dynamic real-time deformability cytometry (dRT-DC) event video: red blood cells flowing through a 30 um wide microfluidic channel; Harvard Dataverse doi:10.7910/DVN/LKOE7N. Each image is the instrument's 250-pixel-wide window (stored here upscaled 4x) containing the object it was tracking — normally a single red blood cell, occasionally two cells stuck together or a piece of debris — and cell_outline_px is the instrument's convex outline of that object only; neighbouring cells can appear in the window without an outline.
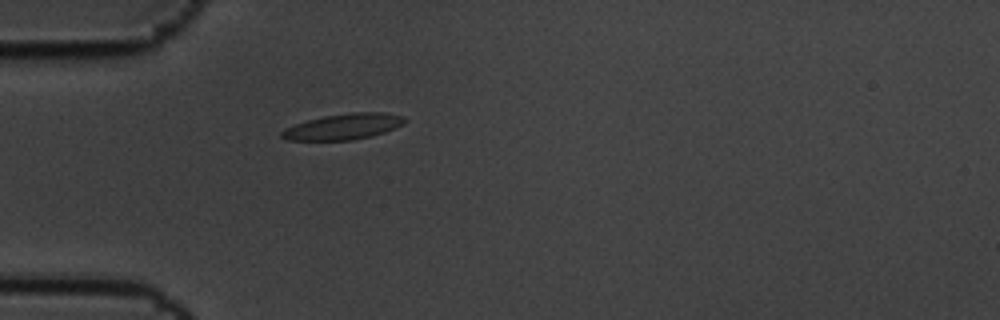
{"species": "common noctule bat (a hibernating species)", "species_latin": "Nyctalus noctula", "temperature_condition": "cold", "stored_images_in_passage": 2, "camera_frame_rate_fps": 3000, "um_per_image_px": 0.085, "animal": {"sex": "male", "body_mass_g": 19.5, "forearm_length_mm": 54.6}, "frame": {"image": 1, "passage_image": 2, "time_ms": 0.333, "image_size_px": [1000, 320], "cell_outline_px": [[408, 120], [404, 124], [396, 128], [372, 136], [352, 140], [288, 140], [280, 136], [280, 132], [284, 128], [308, 120], [324, 116], [352, 112], [384, 112], [404, 116]], "centroid_in_image_um": [29.23, 10.76], "position_along_channel_um": 55.8, "area_um2": 18.61}}